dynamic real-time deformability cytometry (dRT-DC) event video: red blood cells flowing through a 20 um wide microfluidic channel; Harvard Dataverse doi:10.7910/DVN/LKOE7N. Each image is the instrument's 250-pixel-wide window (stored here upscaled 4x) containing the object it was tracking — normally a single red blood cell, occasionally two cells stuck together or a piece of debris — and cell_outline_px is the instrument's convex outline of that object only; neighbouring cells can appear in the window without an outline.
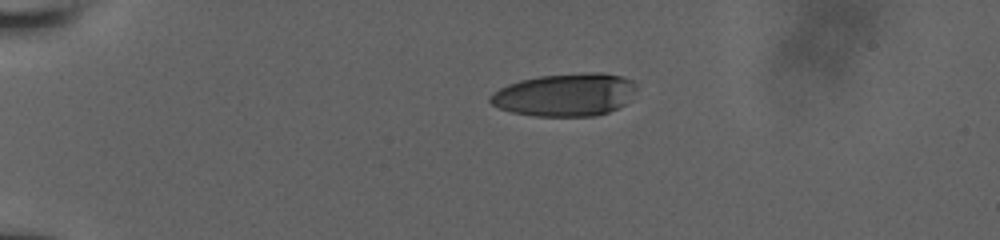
{"species": "human", "species_latin": "Homo sapiens", "temperature_condition": "room temperature", "stored_images_in_passage": 29, "camera_frame_rate_fps": 3000, "um_per_image_px": 0.085, "donor": {"sex": "male"}, "frame": {"image": 1, "passage_image": 1, "time_ms": 0.0, "image_size_px": [1000, 240], "cell_outline_px": [[636, 88], [624, 104], [608, 112], [596, 116], [532, 116], [512, 112], [500, 108], [492, 104], [488, 100], [488, 96], [492, 92], [508, 84], [520, 80], [540, 76], [588, 72], [600, 72], [620, 76], [632, 80], [636, 84]], "centroid_in_image_um": [48.0, 8.05], "position_along_channel_um": 37.0, "area_um2": 36.41}}
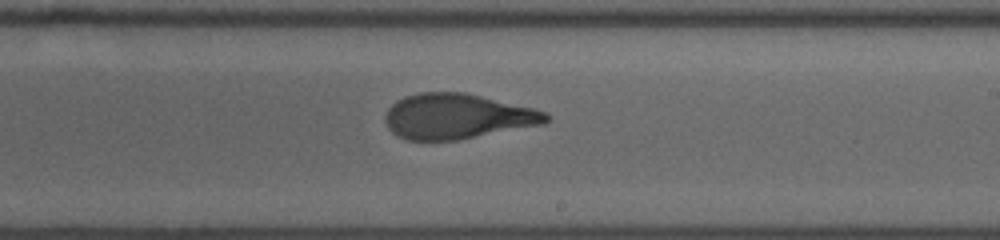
{"frame": {"image": 2, "passage_image": 17, "time_ms": 7.0, "image_size_px": [1000, 240], "cell_outline_px": [[552, 120], [544, 124], [456, 140], [404, 140], [396, 136], [388, 128], [384, 120], [384, 116], [388, 108], [396, 100], [404, 96], [420, 92], [464, 92], [532, 108], [548, 112], [552, 116]], "centroid_in_image_um": [38.85, 9.89], "position_along_channel_um": 250.2, "area_um2": 42.6}}
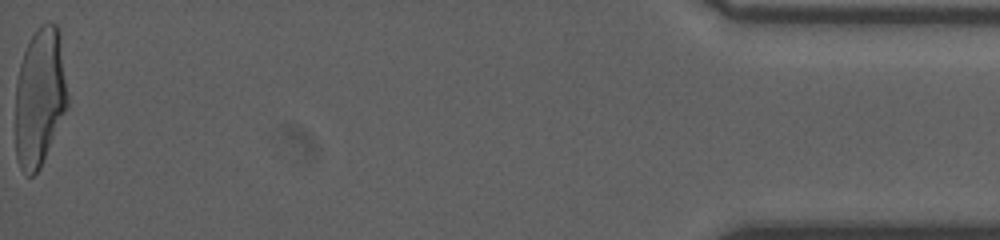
{"frame": {"image": 3, "passage_image": 29, "time_ms": 13.667, "image_size_px": [1000, 240], "cell_outline_px": [[68, 108], [40, 168], [32, 176], [28, 176], [20, 168], [16, 156], [16, 80], [20, 64], [24, 52], [36, 28], [40, 24], [48, 20], [52, 20], [60, 28], [68, 96]], "centroid_in_image_um": [3.41, 8.21], "position_along_channel_um": 431.8, "area_um2": 42.77}}